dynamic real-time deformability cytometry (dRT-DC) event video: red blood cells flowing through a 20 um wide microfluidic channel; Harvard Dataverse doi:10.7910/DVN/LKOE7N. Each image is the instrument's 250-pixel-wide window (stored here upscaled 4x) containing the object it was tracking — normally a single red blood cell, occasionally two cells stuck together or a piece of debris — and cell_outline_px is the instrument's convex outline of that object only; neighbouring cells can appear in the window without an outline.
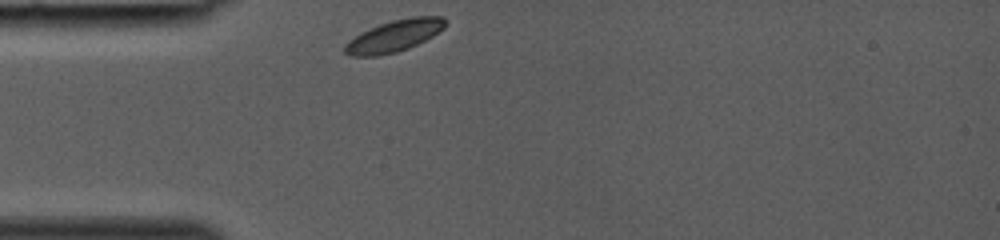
{"species": "common noctule bat (a hibernating species)", "species_latin": "Nyctalus noctula", "temperature_condition": "room temperature", "stored_images_in_passage": 24, "camera_frame_rate_fps": 3000, "um_per_image_px": 0.085, "animal": {"sex": "female", "body_mass_g": 19.0, "forearm_length_mm": 53.3}, "frame": {"image": 1, "passage_image": 1, "time_ms": 0.0, "image_size_px": [1000, 240], "cell_outline_px": [[448, 24], [444, 28], [432, 36], [408, 48], [396, 52], [376, 56], [352, 56], [344, 52], [344, 44], [348, 40], [360, 32], [380, 24], [392, 20], [412, 16], [444, 16], [448, 20]], "centroid_in_image_um": [33.52, 3.03], "position_along_channel_um": 51.5, "area_um2": 18.67}}
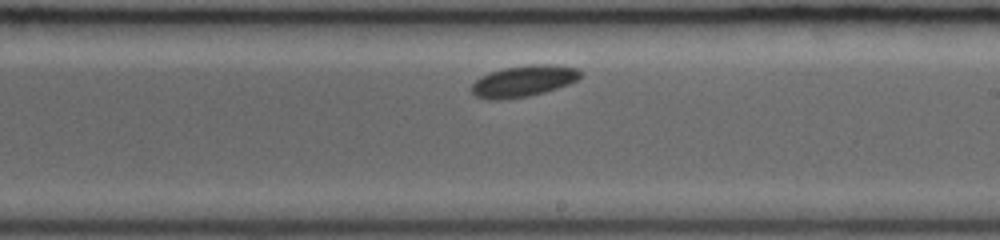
{"frame": {"image": 2, "passage_image": 14, "time_ms": 4.333, "image_size_px": [1000, 240], "cell_outline_px": [[584, 72], [576, 80], [568, 84], [544, 92], [528, 96], [504, 100], [488, 100], [476, 96], [472, 92], [472, 84], [480, 76], [504, 68], [532, 64], [552, 64], [576, 68]], "centroid_in_image_um": [44.49, 6.89], "position_along_channel_um": 244.5, "area_um2": 19.83}}
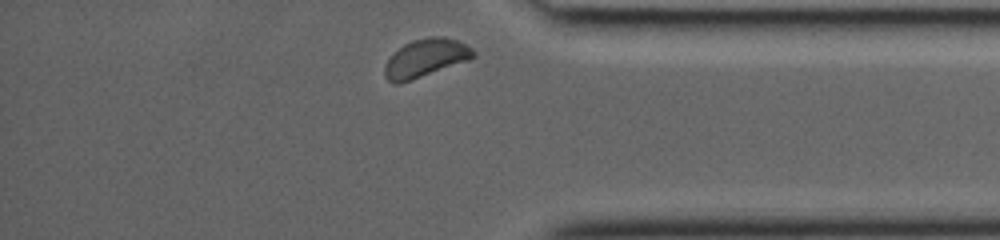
{"frame": {"image": 3, "passage_image": 24, "time_ms": 7.667, "image_size_px": [1000, 240], "cell_outline_px": [[476, 56], [468, 60], [400, 84], [392, 84], [384, 76], [384, 64], [404, 44], [412, 40], [428, 36], [444, 36], [456, 40], [472, 48], [476, 52]], "centroid_in_image_um": [36.16, 4.94], "position_along_channel_um": 399.0, "area_um2": 19.59}}